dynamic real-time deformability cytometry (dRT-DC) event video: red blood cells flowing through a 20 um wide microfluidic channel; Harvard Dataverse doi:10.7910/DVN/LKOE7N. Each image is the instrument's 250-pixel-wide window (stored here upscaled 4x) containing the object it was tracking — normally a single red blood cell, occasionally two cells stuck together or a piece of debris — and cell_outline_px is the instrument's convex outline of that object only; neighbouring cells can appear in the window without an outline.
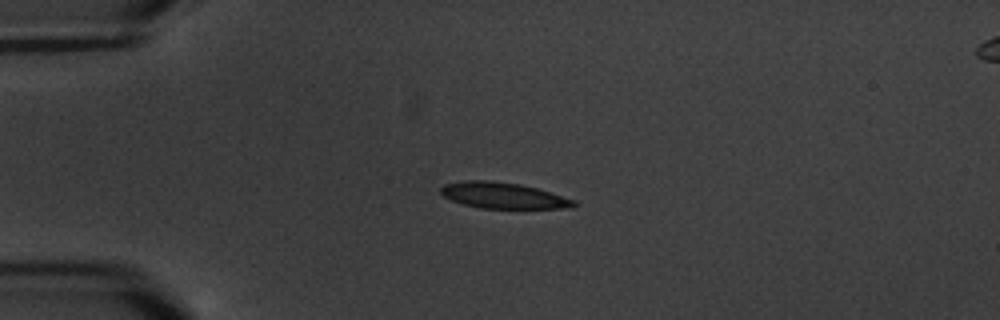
{"species": "common noctule bat (a hibernating species)", "species_latin": "Nyctalus noctula", "temperature_condition": "warm", "stored_images_in_passage": 6, "camera_frame_rate_fps": 3000, "um_per_image_px": 0.085, "animal": {"sex": "male", "body_mass_g": 20.1, "forearm_length_mm": 53.5}, "frame": {"image": 1, "passage_image": 4, "time_ms": 3.667, "image_size_px": [1000, 320], "cell_outline_px": [[576, 204], [572, 208], [480, 208], [464, 204], [452, 200], [444, 196], [440, 192], [440, 188], [444, 184], [464, 180], [488, 180], [520, 184], [536, 188], [576, 200]], "centroid_in_image_um": [42.76, 16.61], "position_along_channel_um": 42.2, "area_um2": 20.06}}